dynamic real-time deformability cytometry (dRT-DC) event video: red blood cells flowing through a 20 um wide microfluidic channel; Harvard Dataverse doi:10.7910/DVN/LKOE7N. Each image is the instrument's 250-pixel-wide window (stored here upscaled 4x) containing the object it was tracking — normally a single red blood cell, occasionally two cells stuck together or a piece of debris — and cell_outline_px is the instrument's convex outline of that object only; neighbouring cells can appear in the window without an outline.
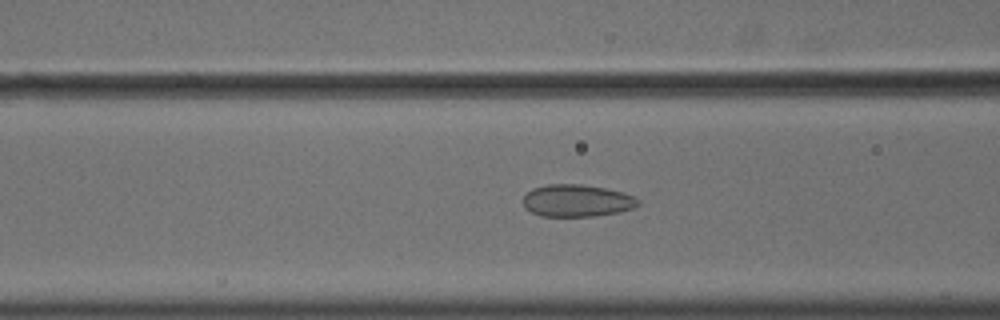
{"species": "common noctule bat (a hibernating species)", "species_latin": "Nyctalus noctula", "temperature_condition": "cold", "stored_images_in_passage": 56, "camera_frame_rate_fps": 3000, "um_per_image_px": 0.085, "animal": {"sex": "male", "body_mass_g": 18.8}, "frame": {"image": 1, "passage_image": 23, "time_ms": 7.333, "image_size_px": [1000, 320], "cell_outline_px": [[640, 204], [632, 208], [620, 212], [596, 216], [540, 216], [524, 208], [520, 200], [532, 188], [548, 184], [580, 184], [608, 188], [624, 192], [640, 200]], "centroid_in_image_um": [49.02, 17.05], "position_along_channel_um": 117.6, "area_um2": 21.91}}
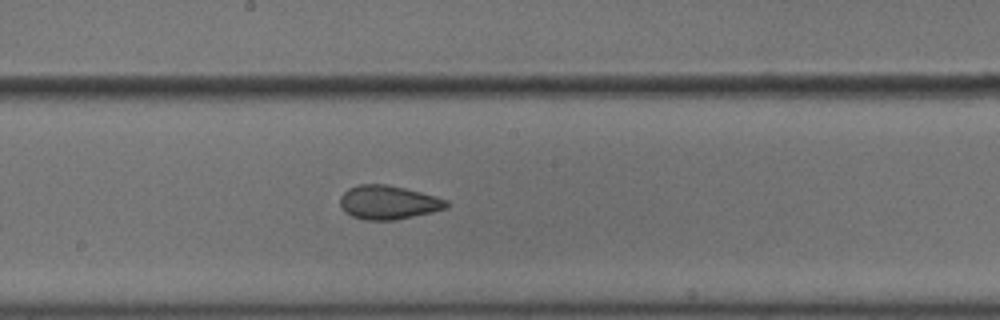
{"frame": {"image": 2, "passage_image": 31, "time_ms": 10.0, "image_size_px": [1000, 320], "cell_outline_px": [[448, 208], [432, 212], [396, 220], [364, 220], [352, 216], [344, 212], [340, 204], [340, 196], [348, 188], [360, 184], [388, 184], [436, 196], [448, 200]], "centroid_in_image_um": [33.0, 17.2], "position_along_channel_um": 215.2, "area_um2": 21.1}}
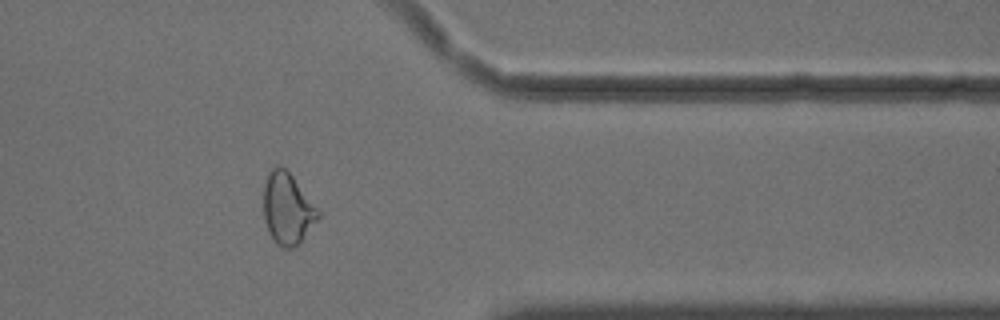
{"frame": {"image": 3, "passage_image": 46, "time_ms": 15.0, "image_size_px": [1000, 320], "cell_outline_px": [[320, 216], [300, 244], [292, 248], [284, 248], [276, 244], [264, 220], [264, 184], [268, 172], [272, 168], [284, 168], [292, 176], [320, 212]], "centroid_in_image_um": [24.43, 17.77], "position_along_channel_um": 387.0, "area_um2": 22.31}, "authors_computed_cell_mechanics": {"area_um2": 23.2934, "velocity_mm_per_s": 3.6393, "shape_relaxation_time_tau1_ms": 10.5682, "shape_relaxation_time_tau2_ms": 2.0066, "deformation_change_tau1": 0.1364, "deformation_change_tau2": 0.0719}}